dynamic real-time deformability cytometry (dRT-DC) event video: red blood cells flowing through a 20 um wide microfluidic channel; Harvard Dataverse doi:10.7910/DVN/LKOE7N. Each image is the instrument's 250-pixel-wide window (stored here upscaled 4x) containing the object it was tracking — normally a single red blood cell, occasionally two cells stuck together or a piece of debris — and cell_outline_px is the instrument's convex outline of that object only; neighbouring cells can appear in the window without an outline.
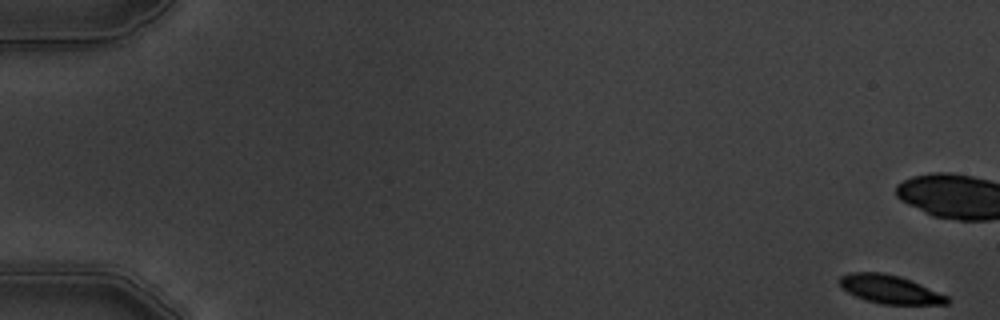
{"species": "common noctule bat (a hibernating species)", "species_latin": "Nyctalus noctula", "temperature_condition": "warm", "stored_images_in_passage": 6, "segment_of_instrument_passage": [2, 2], "camera_frame_rate_fps": 3000, "um_per_image_px": 0.085, "animal": {"sex": "male", "body_mass_g": 19.5, "forearm_length_mm": 54.6}, "frame": {"image": 1, "passage_image": 6, "time_ms": 6.0, "image_size_px": [1000, 320], "cell_outline_px": [[948, 304], [880, 304], [856, 296], [840, 288], [840, 276], [848, 272], [880, 272], [900, 276], [920, 284], [948, 296]], "centroid_in_image_um": [75.61, 24.58], "position_along_channel_um": 9.4, "area_um2": 17.69}}